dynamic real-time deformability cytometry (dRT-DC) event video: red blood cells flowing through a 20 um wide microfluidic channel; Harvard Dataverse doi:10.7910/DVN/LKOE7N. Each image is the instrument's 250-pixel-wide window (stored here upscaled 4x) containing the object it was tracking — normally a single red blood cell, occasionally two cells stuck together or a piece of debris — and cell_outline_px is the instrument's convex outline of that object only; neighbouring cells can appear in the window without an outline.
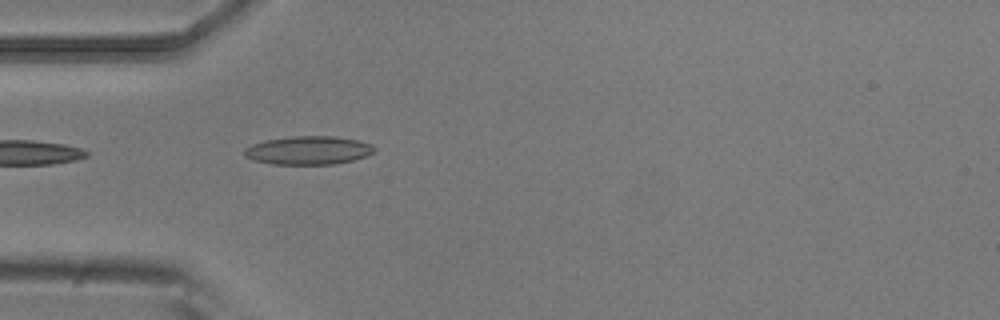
{"species": "common noctule bat (a hibernating species)", "species_latin": "Nyctalus noctula", "temperature_condition": "room temperature", "stored_images_in_passage": 6, "camera_frame_rate_fps": 3000, "um_per_image_px": 0.085, "animal": {"sex": "male", "body_mass_g": 20.5, "forearm_length_mm": 52.5}, "frame": {"image": 1, "passage_image": 5, "time_ms": 1.333, "image_size_px": [1000, 320], "cell_outline_px": [[376, 148], [372, 152], [364, 156], [352, 160], [336, 164], [272, 164], [256, 160], [248, 156], [244, 152], [244, 148], [252, 144], [264, 140], [292, 136], [332, 136], [356, 140], [372, 144]], "centroid_in_image_um": [26.21, 12.77], "position_along_channel_um": 58.8, "area_um2": 21.27}}